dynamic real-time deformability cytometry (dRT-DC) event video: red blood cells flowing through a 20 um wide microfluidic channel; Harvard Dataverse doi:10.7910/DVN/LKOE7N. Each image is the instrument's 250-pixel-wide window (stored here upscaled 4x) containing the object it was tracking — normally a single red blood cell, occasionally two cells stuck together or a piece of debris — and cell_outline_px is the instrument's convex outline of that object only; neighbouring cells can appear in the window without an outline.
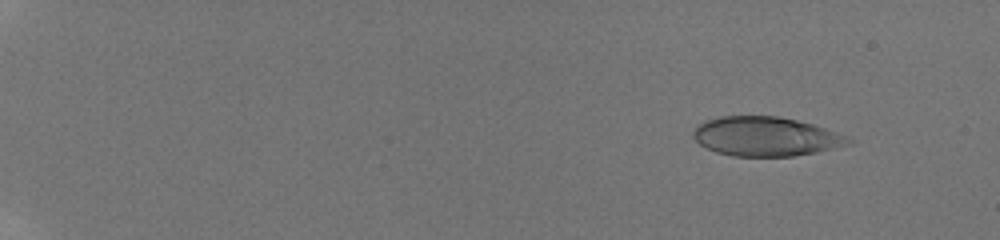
{"species": "human", "species_latin": "Homo sapiens", "temperature_condition": "room temperature", "stored_images_in_passage": 34, "camera_frame_rate_fps": 3000, "um_per_image_px": 0.085, "donor": {"sex": "male"}, "frame": {"image": 1, "passage_image": 10, "time_ms": 1.667, "image_size_px": [1000, 240], "cell_outline_px": [[852, 144], [816, 152], [792, 156], [732, 156], [716, 152], [700, 144], [692, 136], [692, 132], [704, 120], [720, 116], [780, 116], [812, 124], [836, 132], [852, 140]], "centroid_in_image_um": [65.06, 11.6], "position_along_channel_um": 19.9, "area_um2": 35.32}}
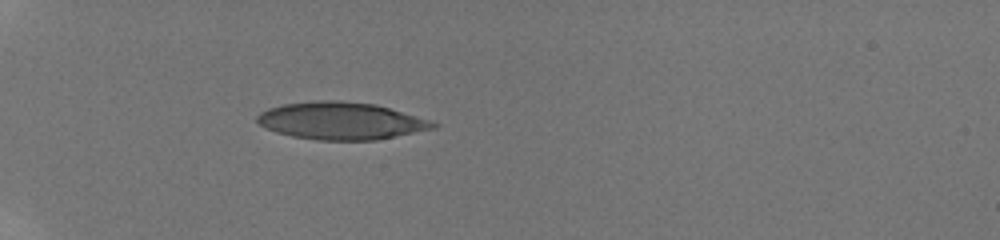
{"frame": {"image": 2, "passage_image": 33, "time_ms": 6.333, "image_size_px": [1000, 240], "cell_outline_px": [[440, 124], [436, 128], [376, 140], [316, 140], [292, 136], [276, 132], [260, 124], [256, 120], [256, 116], [260, 112], [268, 108], [284, 104], [312, 100], [340, 100], [376, 104], [428, 120]], "centroid_in_image_um": [28.96, 10.26], "position_along_channel_um": 56.0, "area_um2": 38.21}}